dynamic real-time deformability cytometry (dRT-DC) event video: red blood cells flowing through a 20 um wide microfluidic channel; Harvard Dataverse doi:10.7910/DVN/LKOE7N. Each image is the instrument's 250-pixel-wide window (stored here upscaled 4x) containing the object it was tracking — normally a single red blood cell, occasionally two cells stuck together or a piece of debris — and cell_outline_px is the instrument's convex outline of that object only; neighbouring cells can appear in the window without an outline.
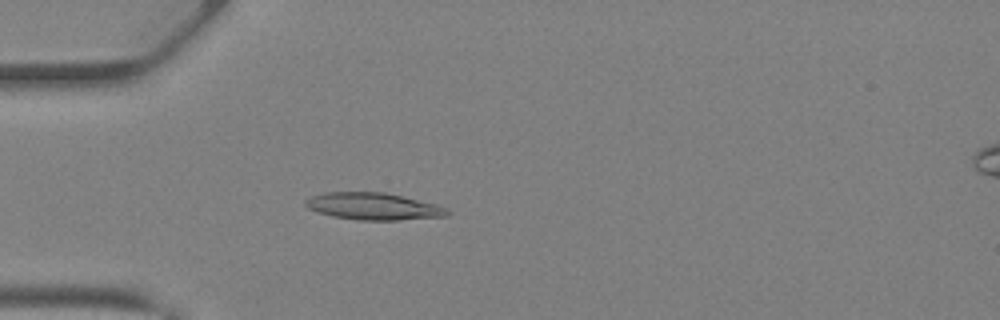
{"species": "Egyptian fruit bat (a non-hibernating species)", "species_latin": "Rousettus aegyptiacus", "temperature_condition": "warm", "stored_images_in_passage": 32, "camera_frame_rate_fps": 3000, "um_per_image_px": 0.085, "animal": {"sex": "female"}, "frame": {"image": 1, "passage_image": 3, "time_ms": 0.667, "image_size_px": [1000, 320], "cell_outline_px": [[452, 212], [448, 216], [400, 220], [356, 220], [332, 216], [316, 212], [308, 208], [304, 204], [304, 200], [312, 196], [324, 192], [384, 192], [404, 196], [436, 204], [448, 208]], "centroid_in_image_um": [31.76, 17.54], "position_along_channel_um": 53.2, "area_um2": 22.66}}
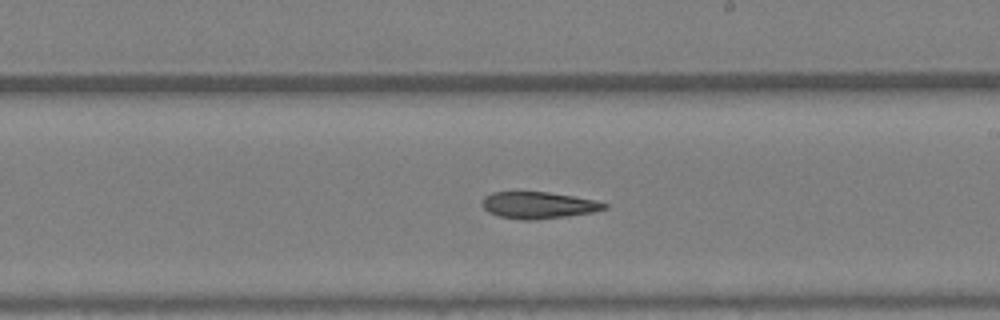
{"frame": {"image": 2, "passage_image": 15, "time_ms": 4.667, "image_size_px": [1000, 320], "cell_outline_px": [[608, 208], [592, 212], [564, 216], [532, 220], [520, 220], [500, 216], [488, 212], [484, 208], [484, 196], [492, 192], [548, 192], [596, 200], [608, 204]], "centroid_in_image_um": [45.78, 17.44], "position_along_channel_um": 243.2, "area_um2": 18.79}}
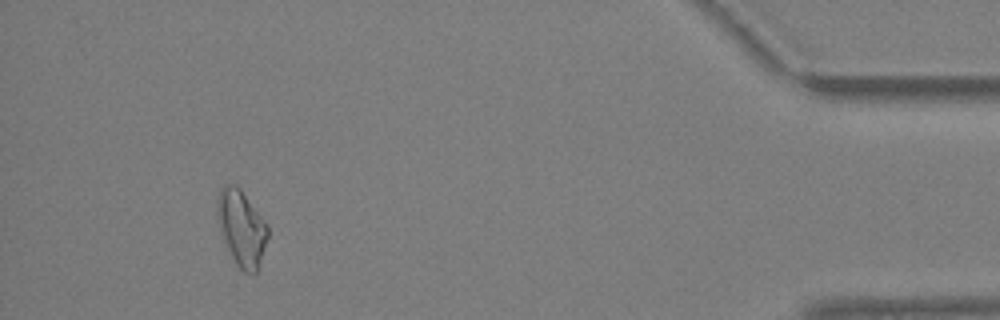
{"frame": {"image": 3, "passage_image": 29, "time_ms": 9.333, "image_size_px": [1000, 320], "cell_outline_px": [[268, 236], [256, 272], [244, 272], [236, 264], [228, 248], [220, 228], [216, 216], [216, 200], [220, 188], [224, 184], [236, 184], [240, 188], [268, 224]], "centroid_in_image_um": [20.51, 19.3], "position_along_channel_um": 414.7, "area_um2": 22.08}}